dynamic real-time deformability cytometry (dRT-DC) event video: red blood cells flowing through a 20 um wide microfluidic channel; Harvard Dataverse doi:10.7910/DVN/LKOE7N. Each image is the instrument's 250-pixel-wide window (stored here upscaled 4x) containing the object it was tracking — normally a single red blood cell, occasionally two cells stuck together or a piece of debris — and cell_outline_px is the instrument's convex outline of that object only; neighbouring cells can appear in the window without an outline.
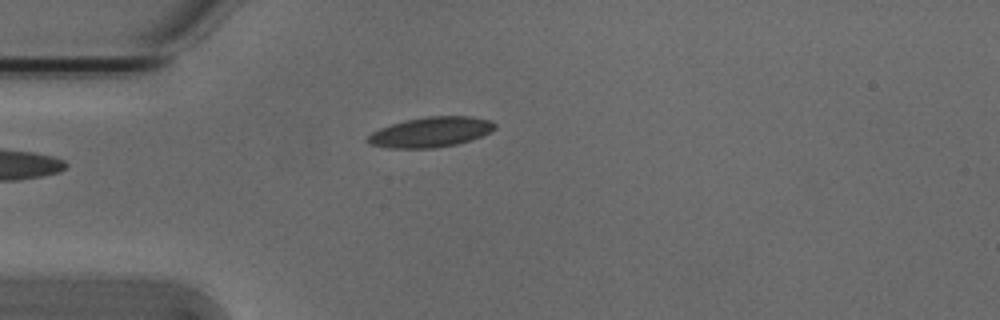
{"species": "Egyptian fruit bat (a non-hibernating species)", "species_latin": "Rousettus aegyptiacus", "temperature_condition": "cold", "stored_images_in_passage": 5, "camera_frame_rate_fps": 3000, "um_per_image_px": 0.085, "animal": {"sex": "male"}, "frame": {"image": 1, "passage_image": 5, "time_ms": 1.333, "image_size_px": [1000, 320], "cell_outline_px": [[496, 128], [472, 140], [456, 144], [432, 148], [388, 148], [368, 144], [364, 140], [372, 132], [380, 128], [404, 120], [428, 116], [468, 116], [492, 120], [496, 124]], "centroid_in_image_um": [36.58, 11.22], "position_along_channel_um": 48.4, "area_um2": 22.37}}